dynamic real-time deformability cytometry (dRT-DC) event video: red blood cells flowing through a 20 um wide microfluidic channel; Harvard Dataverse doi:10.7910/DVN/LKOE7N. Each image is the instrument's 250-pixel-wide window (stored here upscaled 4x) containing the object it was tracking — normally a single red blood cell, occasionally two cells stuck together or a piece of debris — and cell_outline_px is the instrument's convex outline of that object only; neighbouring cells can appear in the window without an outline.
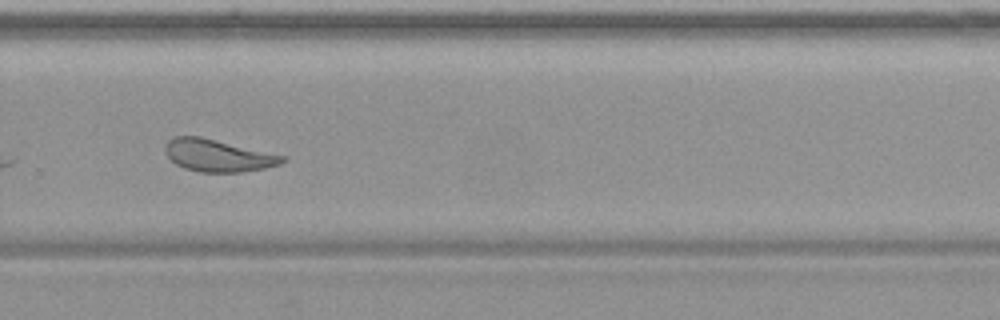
{"species": "common noctule bat (a hibernating species)", "species_latin": "Nyctalus noctula", "temperature_condition": "warm", "stored_images_in_passage": 26, "camera_frame_rate_fps": 3000, "um_per_image_px": 0.085, "animal": {"sex": "female", "body_mass_g": 19.9}, "frame": {"image": 1, "passage_image": 19, "time_ms": 6.0, "image_size_px": [1000, 320], "cell_outline_px": [[288, 160], [280, 164], [264, 168], [244, 172], [200, 172], [184, 168], [176, 164], [168, 156], [164, 148], [168, 140], [176, 136], [200, 136], [284, 156]], "centroid_in_image_um": [18.52, 13.22], "position_along_channel_um": 311.3, "area_um2": 21.79}}